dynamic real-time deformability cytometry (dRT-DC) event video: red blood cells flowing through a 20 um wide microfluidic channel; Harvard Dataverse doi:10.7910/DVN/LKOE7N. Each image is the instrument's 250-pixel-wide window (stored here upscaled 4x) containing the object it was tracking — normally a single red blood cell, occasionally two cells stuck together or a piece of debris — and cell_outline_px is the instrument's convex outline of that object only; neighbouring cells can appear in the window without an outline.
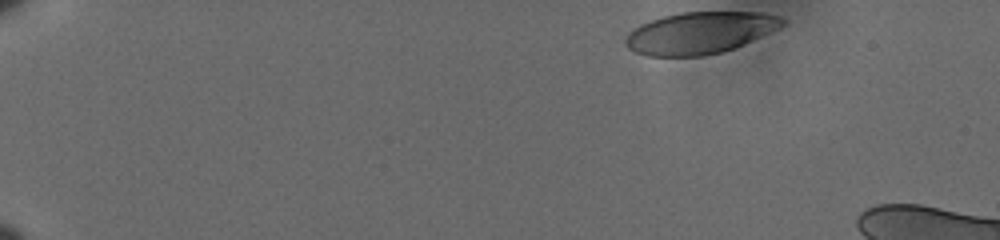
{"species": "human", "species_latin": "Homo sapiens", "temperature_condition": "cold", "stored_images_in_passage": 46, "camera_frame_rate_fps": 3000, "um_per_image_px": 0.085, "donor": {"sex": "male"}, "frame": {"image": 1, "passage_image": 1, "time_ms": 0.0, "image_size_px": [1000, 240], "cell_outline_px": [[788, 20], [780, 28], [732, 48], [720, 52], [704, 56], [648, 56], [636, 52], [628, 48], [624, 44], [624, 40], [628, 32], [632, 28], [640, 24], [664, 16], [684, 12], [764, 12], [780, 16]], "centroid_in_image_um": [59.48, 2.78], "position_along_channel_um": 25.5, "area_um2": 38.21}}
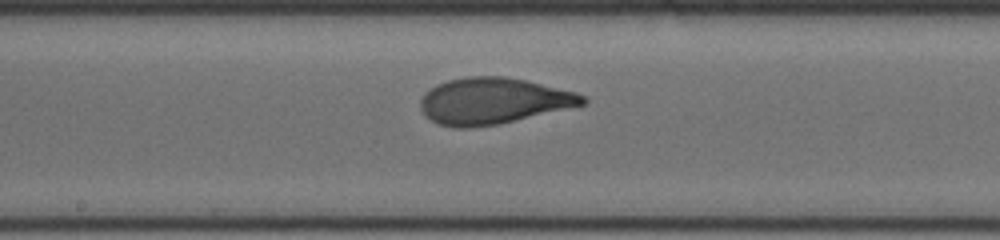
{"frame": {"image": 2, "passage_image": 27, "time_ms": 8.667, "image_size_px": [1000, 240], "cell_outline_px": [[588, 100], [584, 104], [500, 124], [468, 128], [456, 128], [440, 124], [432, 120], [420, 108], [420, 100], [424, 92], [436, 84], [448, 80], [464, 76], [504, 76], [528, 80], [576, 92], [584, 96]], "centroid_in_image_um": [41.91, 8.56], "position_along_channel_um": 206.3, "area_um2": 43.75}}
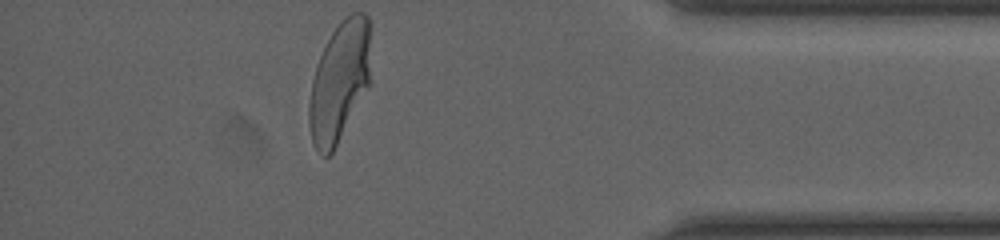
{"frame": {"image": 3, "passage_image": 46, "time_ms": 15.0, "image_size_px": [1000, 240], "cell_outline_px": [[368, 84], [332, 152], [328, 156], [324, 156], [312, 144], [308, 120], [308, 104], [312, 80], [316, 64], [332, 32], [352, 12], [364, 12], [368, 16]], "centroid_in_image_um": [28.79, 6.96], "position_along_channel_um": 406.4, "area_um2": 41.56}, "authors_computed_cell_mechanics": {"area_um2": 42.5986, "velocity_mm_per_s": 3.5825, "shape_relaxation_time_tau1_ms": 3.7156, "shape_relaxation_time_tau2_ms": 0.9035, "deformation_change_tau1": 0.2028, "deformation_change_tau2": 0.0688}}